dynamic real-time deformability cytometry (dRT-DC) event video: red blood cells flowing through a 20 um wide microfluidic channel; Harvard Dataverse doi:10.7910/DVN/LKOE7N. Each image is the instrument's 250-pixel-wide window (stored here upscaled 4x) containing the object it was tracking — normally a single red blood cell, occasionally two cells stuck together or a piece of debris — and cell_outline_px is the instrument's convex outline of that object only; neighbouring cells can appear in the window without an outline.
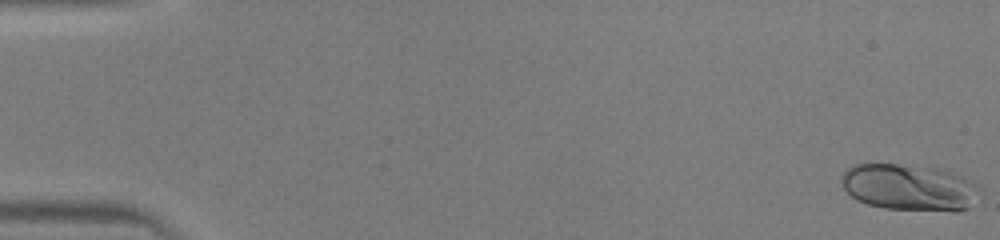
{"species": "human", "species_latin": "Homo sapiens", "temperature_condition": "warm", "stored_images_in_passage": 46, "camera_frame_rate_fps": 3000, "um_per_image_px": 0.085, "donor": {"sex": "male"}, "frame": {"image": 1, "passage_image": 1, "time_ms": 0.0, "image_size_px": [1000, 240], "cell_outline_px": [[976, 184], [968, 208], [956, 212], [884, 208], [868, 204], [856, 200], [844, 188], [840, 180], [840, 176], [848, 168], [856, 164], [896, 164], [932, 168], [948, 172], [960, 176]], "centroid_in_image_um": [77.16, 15.94], "position_along_channel_um": 7.8, "area_um2": 36.59}}
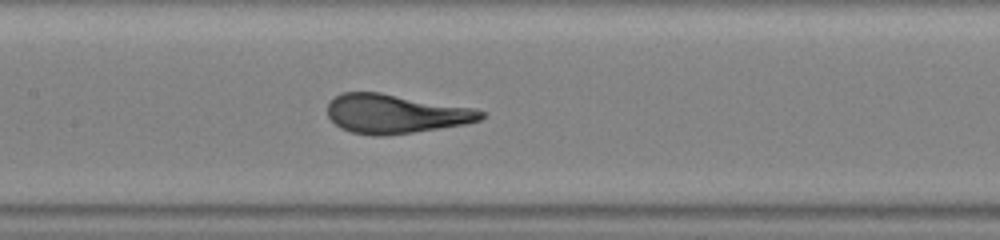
{"frame": {"image": 2, "passage_image": 23, "time_ms": 7.333, "image_size_px": [1000, 240], "cell_outline_px": [[484, 116], [480, 120], [464, 124], [440, 128], [384, 136], [376, 136], [352, 132], [340, 128], [328, 116], [328, 104], [340, 92], [380, 92], [476, 108], [484, 112]], "centroid_in_image_um": [33.62, 9.66], "position_along_channel_um": 173.8, "area_um2": 34.91}}
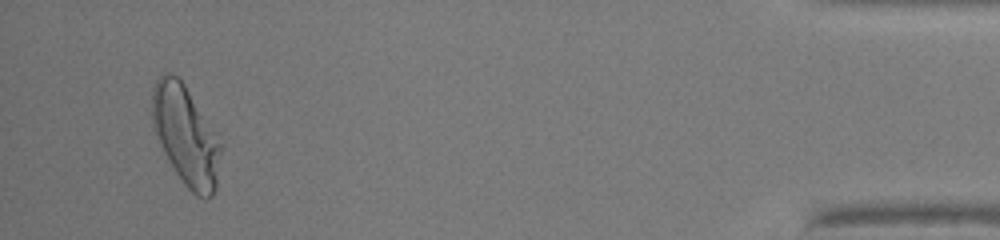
{"frame": {"image": 3, "passage_image": 44, "time_ms": 14.333, "image_size_px": [1000, 240], "cell_outline_px": [[224, 144], [216, 188], [212, 196], [208, 200], [204, 200], [196, 196], [184, 184], [176, 172], [164, 152], [152, 128], [152, 88], [160, 72], [168, 72], [176, 76], [184, 84]], "centroid_in_image_um": [15.82, 11.54], "position_along_channel_um": 419.4, "area_um2": 40.4}}